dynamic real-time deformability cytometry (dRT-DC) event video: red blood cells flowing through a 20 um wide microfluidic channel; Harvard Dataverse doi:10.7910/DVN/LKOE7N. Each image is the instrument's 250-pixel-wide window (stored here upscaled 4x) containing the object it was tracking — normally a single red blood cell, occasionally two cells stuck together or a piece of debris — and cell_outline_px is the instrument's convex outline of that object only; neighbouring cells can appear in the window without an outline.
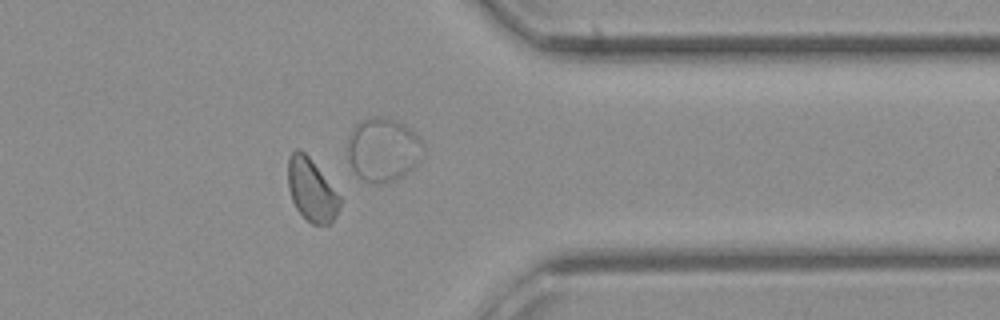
{"species": "common noctule bat (a hibernating species)", "species_latin": "Nyctalus noctula", "temperature_condition": "cold", "stored_images_in_passage": 23, "camera_frame_rate_fps": 3000, "um_per_image_px": 0.085, "animal": {"sex": "female", "body_mass_g": 21.9}, "frame": {"image": 1, "passage_image": 17, "time_ms": 5.333, "image_size_px": [1000, 320], "cell_outline_px": [[344, 200], [336, 216], [328, 224], [312, 224], [296, 208], [292, 200], [288, 188], [288, 156], [296, 148], [300, 148], [308, 156]], "centroid_in_image_um": [26.49, 16.14], "position_along_channel_um": 384.9, "area_um2": 18.96}}